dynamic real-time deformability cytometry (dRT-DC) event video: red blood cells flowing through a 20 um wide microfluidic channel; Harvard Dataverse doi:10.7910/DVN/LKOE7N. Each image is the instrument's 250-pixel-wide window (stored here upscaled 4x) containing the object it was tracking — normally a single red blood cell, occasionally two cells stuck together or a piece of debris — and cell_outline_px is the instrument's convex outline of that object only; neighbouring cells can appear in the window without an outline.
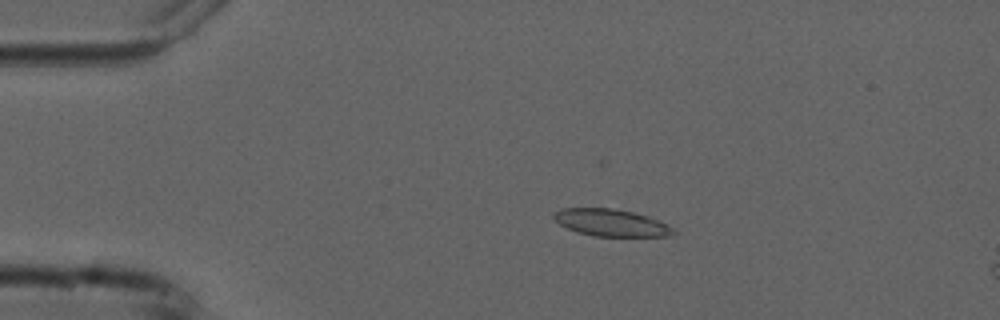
{"species": "common noctule bat (a hibernating species)", "species_latin": "Nyctalus noctula", "temperature_condition": "cold", "stored_images_in_passage": 5, "camera_frame_rate_fps": 3000, "um_per_image_px": 0.085, "animal": {"sex": "male", "forearm_length_mm": 52.5}, "frame": {"image": 1, "passage_image": 3, "time_ms": 2.333, "image_size_px": [1000, 320], "cell_outline_px": [[676, 232], [668, 236], [592, 236], [576, 232], [560, 224], [552, 216], [556, 212], [564, 208], [608, 208], [632, 212], [648, 216], [672, 228]], "centroid_in_image_um": [51.91, 18.94], "position_along_channel_um": 33.1, "area_um2": 18.5}}